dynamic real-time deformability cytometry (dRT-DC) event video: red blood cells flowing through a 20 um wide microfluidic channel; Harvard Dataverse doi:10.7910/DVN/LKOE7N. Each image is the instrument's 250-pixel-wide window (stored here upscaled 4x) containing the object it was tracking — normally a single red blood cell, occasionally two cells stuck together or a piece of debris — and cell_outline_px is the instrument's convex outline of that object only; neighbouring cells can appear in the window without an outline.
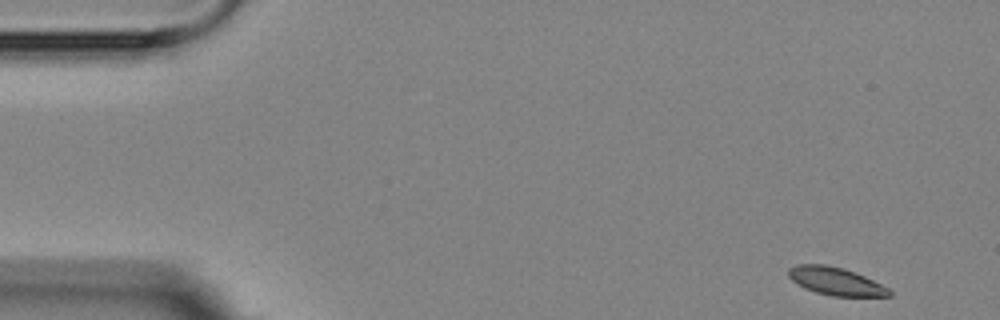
{"species": "Egyptian fruit bat (a non-hibernating species)", "species_latin": "Rousettus aegyptiacus", "temperature_condition": "room temperature", "stored_images_in_passage": 7, "camera_frame_rate_fps": 3000, "um_per_image_px": 0.085, "animal": {"sex": "female"}, "frame": {"image": 1, "passage_image": 1, "time_ms": 0.0, "image_size_px": [1000, 320], "cell_outline_px": [[892, 296], [832, 296], [816, 292], [804, 288], [796, 284], [788, 276], [788, 268], [796, 264], [824, 264], [844, 268], [864, 276], [888, 288], [892, 292]], "centroid_in_image_um": [71.0, 23.9], "position_along_channel_um": 14.0, "area_um2": 16.36}}
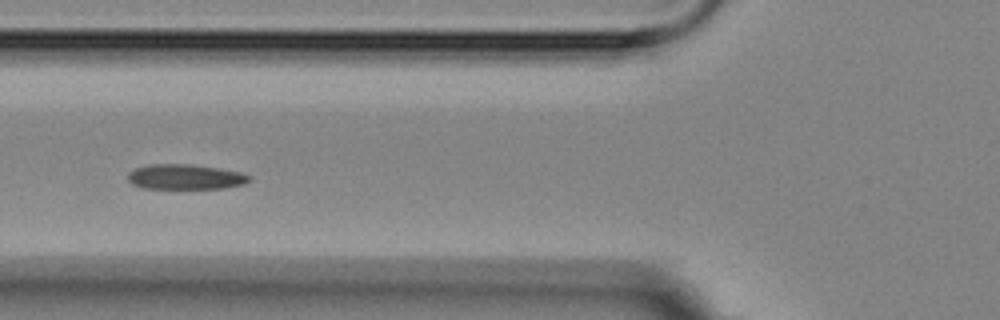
{"frame": {"image": 2, "passage_image": 6, "time_ms": 5.667, "image_size_px": [1000, 320], "cell_outline_px": [[252, 180], [244, 184], [224, 188], [144, 188], [132, 184], [128, 180], [128, 172], [136, 168], [148, 164], [188, 164], [216, 168], [240, 172], [248, 176]], "centroid_in_image_um": [15.72, 15.03], "position_along_channel_um": 110.1, "area_um2": 17.57}}
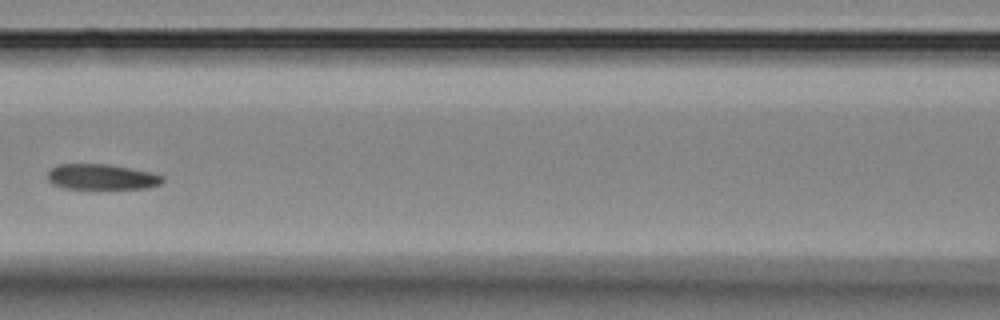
{"frame": {"image": 3, "passage_image": 7, "time_ms": 7.0, "image_size_px": [1000, 320], "cell_outline_px": [[164, 180], [160, 184], [148, 188], [64, 188], [52, 184], [48, 180], [48, 168], [56, 164], [108, 164], [148, 172], [164, 176]], "centroid_in_image_um": [8.58, 15.03], "position_along_channel_um": 158.0, "area_um2": 16.99}}